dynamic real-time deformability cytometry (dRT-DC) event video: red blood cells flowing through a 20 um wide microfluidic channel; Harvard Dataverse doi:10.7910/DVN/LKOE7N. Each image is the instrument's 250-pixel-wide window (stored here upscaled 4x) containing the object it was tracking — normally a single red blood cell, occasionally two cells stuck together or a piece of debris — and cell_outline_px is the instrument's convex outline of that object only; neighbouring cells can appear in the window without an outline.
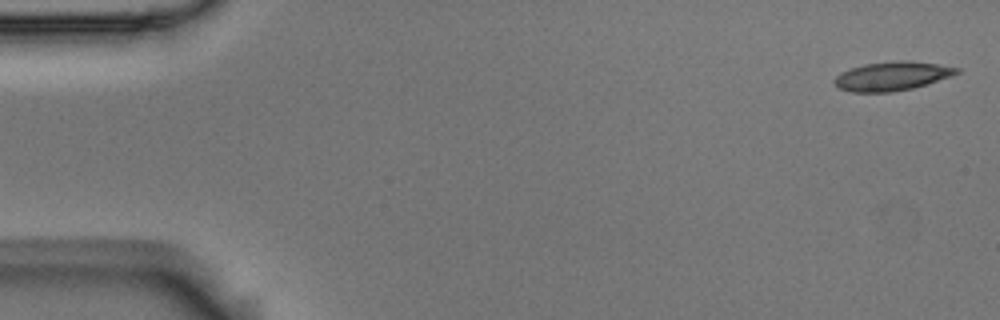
{"species": "Egyptian fruit bat (a non-hibernating species)", "species_latin": "Rousettus aegyptiacus", "temperature_condition": "room temperature", "stored_images_in_passage": 4, "camera_frame_rate_fps": 3000, "um_per_image_px": 0.085, "animal": {"sex": "male"}, "frame": {"image": 1, "passage_image": 1, "time_ms": 0.0, "image_size_px": [1000, 320], "cell_outline_px": [[960, 72], [952, 76], [912, 88], [892, 92], [852, 92], [840, 88], [832, 80], [840, 72], [864, 64], [896, 60], [912, 60], [960, 68]], "centroid_in_image_um": [75.83, 6.46], "position_along_channel_um": 9.2, "area_um2": 20.58}}